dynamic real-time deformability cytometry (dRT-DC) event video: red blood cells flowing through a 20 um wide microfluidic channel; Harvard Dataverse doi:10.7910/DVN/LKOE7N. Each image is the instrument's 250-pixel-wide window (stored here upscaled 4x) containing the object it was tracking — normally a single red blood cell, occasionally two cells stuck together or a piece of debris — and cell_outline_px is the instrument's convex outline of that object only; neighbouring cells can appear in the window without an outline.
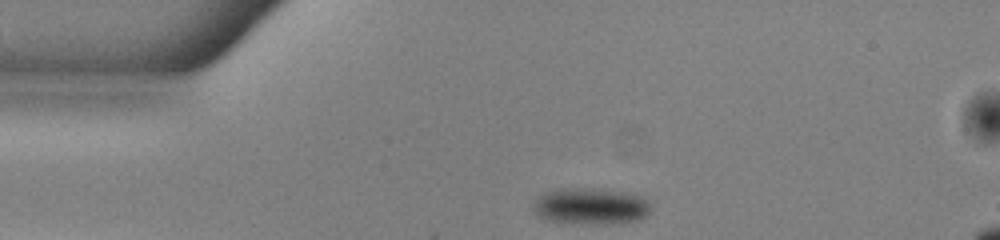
{"species": "common noctule bat (a hibernating species)", "species_latin": "Nyctalus noctula", "temperature_condition": "warm", "stored_images_in_passage": 42, "camera_frame_rate_fps": 3000, "um_per_image_px": 0.085, "animal": {"sex": "male", "body_mass_g": 13.0, "forearm_length_mm": 53.1}, "frame": {"image": 1, "passage_image": 1, "time_ms": 0.0, "image_size_px": [1000, 240], "cell_outline_px": [[652, 208], [640, 220], [620, 224], [580, 224], [548, 220], [540, 216], [536, 212], [536, 200], [540, 196], [548, 192], [560, 188], [592, 188], [624, 192], [640, 196], [648, 200]], "centroid_in_image_um": [50.29, 17.54], "position_along_channel_um": 34.7, "area_um2": 24.91}}
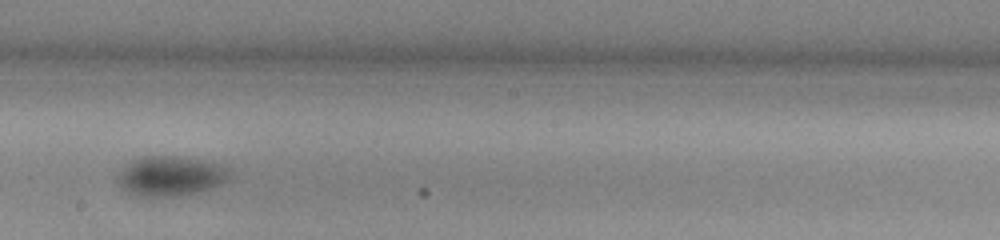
{"frame": {"image": 2, "passage_image": 19, "time_ms": 6.0, "image_size_px": [1000, 240], "cell_outline_px": [[232, 176], [228, 180], [212, 188], [200, 192], [180, 196], [140, 196], [128, 192], [116, 180], [120, 168], [144, 156], [172, 156], [204, 160], [228, 168]], "centroid_in_image_um": [14.52, 14.97], "position_along_channel_um": 233.7, "area_um2": 25.89}}
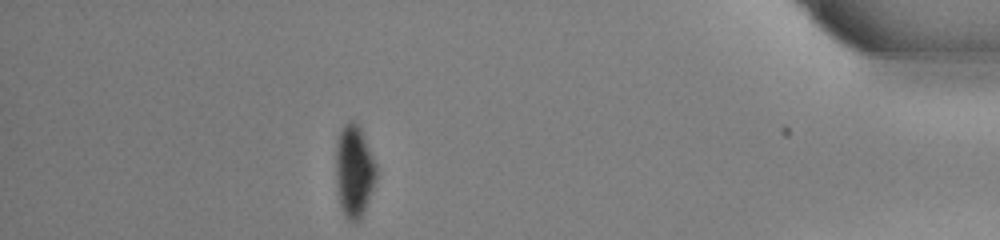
{"frame": {"image": 3, "passage_image": 36, "time_ms": 11.667, "image_size_px": [1000, 240], "cell_outline_px": [[376, 180], [364, 212], [360, 220], [356, 224], [348, 220], [344, 216], [340, 208], [336, 184], [336, 144], [340, 132], [344, 124], [348, 120], [352, 120], [360, 128], [376, 164]], "centroid_in_image_um": [30.09, 14.6], "position_along_channel_um": 405.1, "area_um2": 21.85}, "authors_computed_cell_mechanics": {"area_um2": 25.6632, "velocity_mm_per_s": 3.9558, "shape_relaxation_time_tau1_ms": 3.5292, "shape_relaxation_time_tau2_ms": null, "deformation_change_tau1": 0.0721, "deformation_change_tau2": null}}